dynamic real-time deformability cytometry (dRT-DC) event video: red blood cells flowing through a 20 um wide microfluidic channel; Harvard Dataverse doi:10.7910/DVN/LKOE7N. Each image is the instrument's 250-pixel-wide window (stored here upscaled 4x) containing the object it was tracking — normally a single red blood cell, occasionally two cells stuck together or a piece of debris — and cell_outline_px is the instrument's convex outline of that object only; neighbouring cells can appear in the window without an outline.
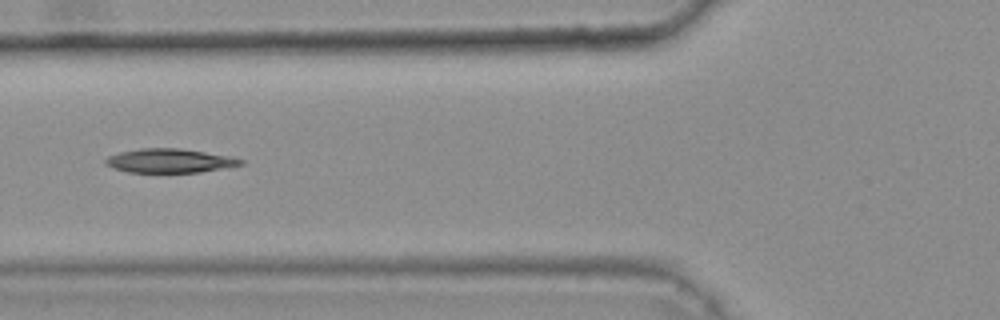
{"species": "common noctule bat (a hibernating species)", "species_latin": "Nyctalus noctula", "temperature_condition": "warm", "stored_images_in_passage": 31, "camera_frame_rate_fps": 3000, "um_per_image_px": 0.085, "animal": {"sex": "female", "body_mass_g": 25.1}, "frame": {"image": 1, "passage_image": 5, "time_ms": 1.333, "image_size_px": [1000, 320], "cell_outline_px": [[244, 164], [200, 172], [128, 172], [112, 168], [104, 164], [104, 160], [108, 156], [120, 152], [140, 148], [180, 148], [232, 156], [244, 160]], "centroid_in_image_um": [14.4, 13.66], "position_along_channel_um": 111.4, "area_um2": 18.96}}